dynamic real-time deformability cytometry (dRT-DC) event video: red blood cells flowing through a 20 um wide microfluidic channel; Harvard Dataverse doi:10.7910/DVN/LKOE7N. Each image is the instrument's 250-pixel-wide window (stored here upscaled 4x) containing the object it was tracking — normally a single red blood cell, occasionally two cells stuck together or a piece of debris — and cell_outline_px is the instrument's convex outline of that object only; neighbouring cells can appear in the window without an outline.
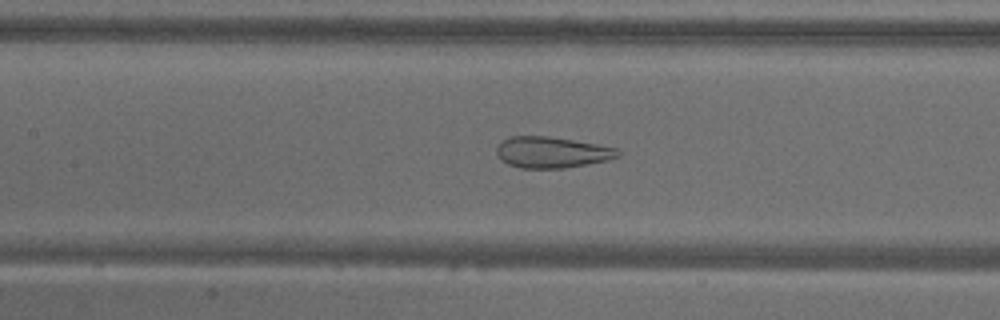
{"species": "common noctule bat (a hibernating species)", "species_latin": "Nyctalus noctula", "temperature_condition": "warm", "stored_images_in_passage": 53, "camera_frame_rate_fps": 3000, "um_per_image_px": 0.085, "animal": {"sex": "male", "body_mass_g": 18.8}, "frame": {"image": 1, "passage_image": 24, "time_ms": 7.667, "image_size_px": [1000, 320], "cell_outline_px": [[620, 156], [608, 160], [564, 168], [520, 168], [508, 164], [500, 160], [496, 152], [496, 148], [508, 136], [548, 136], [596, 144], [616, 148], [620, 152]], "centroid_in_image_um": [46.88, 12.95], "position_along_channel_um": 160.5, "area_um2": 21.91}}
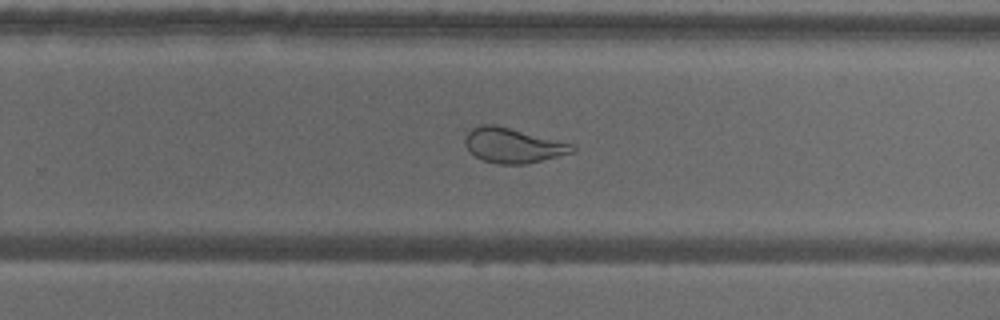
{"frame": {"image": 2, "passage_image": 34, "time_ms": 11.0, "image_size_px": [1000, 320], "cell_outline_px": [[576, 148], [572, 152], [528, 164], [496, 164], [484, 160], [476, 156], [464, 144], [464, 140], [468, 132], [472, 128], [480, 124], [496, 124], [572, 144]], "centroid_in_image_um": [43.57, 12.35], "position_along_channel_um": 286.2, "area_um2": 21.56}}
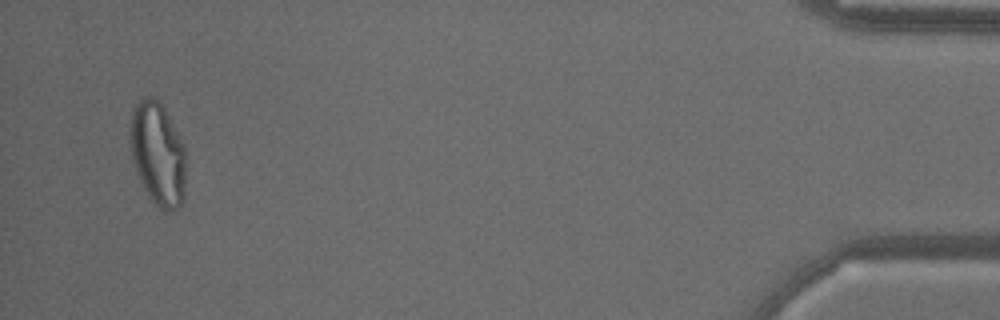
{"frame": {"image": 3, "passage_image": 51, "time_ms": 16.667, "image_size_px": [1000, 320], "cell_outline_px": [[184, 200], [180, 208], [168, 212], [160, 208], [148, 196], [140, 180], [132, 156], [128, 140], [132, 108], [140, 100], [148, 96], [156, 96], [160, 100], [184, 144]], "centroid_in_image_um": [13.4, 13.05], "position_along_channel_um": 421.8, "area_um2": 33.81}}